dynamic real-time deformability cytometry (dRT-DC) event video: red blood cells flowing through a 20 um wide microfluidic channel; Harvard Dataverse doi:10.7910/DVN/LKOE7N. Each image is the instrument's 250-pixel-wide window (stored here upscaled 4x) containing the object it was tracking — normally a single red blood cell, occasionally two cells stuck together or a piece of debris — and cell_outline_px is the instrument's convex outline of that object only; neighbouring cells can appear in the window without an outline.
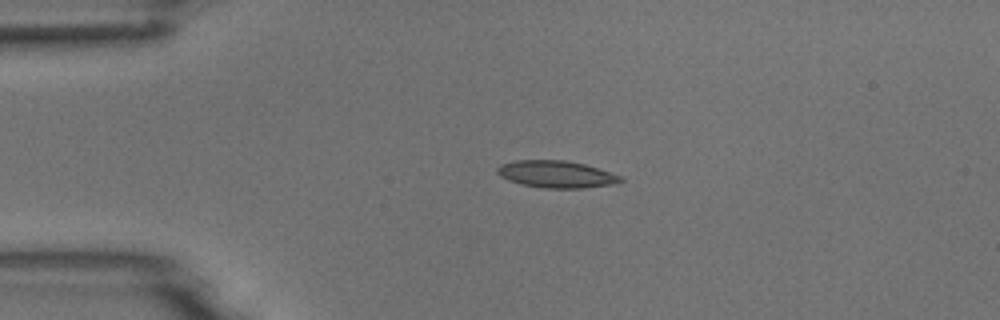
{"species": "common noctule bat (a hibernating species)", "species_latin": "Nyctalus noctula", "temperature_condition": "room temperature", "stored_images_in_passage": 42, "camera_frame_rate_fps": 3000, "um_per_image_px": 0.085, "animal": {"sex": "male", "body_mass_g": 18.8}, "frame": {"image": 1, "passage_image": 1, "time_ms": 0.0, "image_size_px": [1000, 320], "cell_outline_px": [[624, 180], [608, 184], [584, 188], [544, 188], [520, 184], [508, 180], [500, 176], [496, 172], [496, 168], [500, 164], [516, 160], [564, 160], [584, 164], [620, 176]], "centroid_in_image_um": [47.19, 14.8], "position_along_channel_um": 37.8, "area_um2": 19.19}}
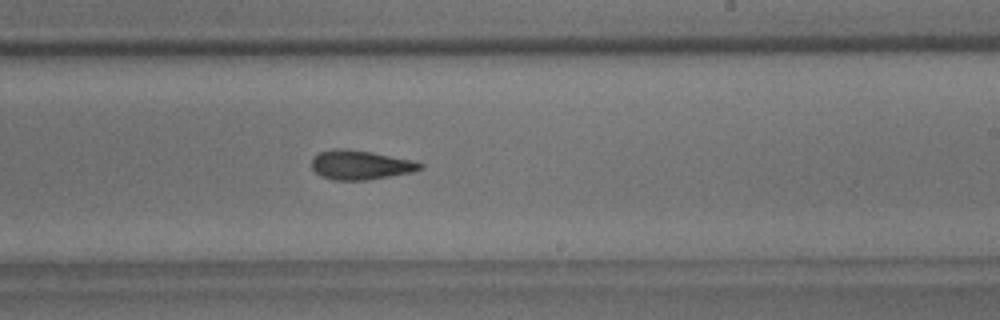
{"frame": {"image": 2, "passage_image": 21, "time_ms": 6.667, "image_size_px": [1000, 320], "cell_outline_px": [[424, 168], [412, 172], [368, 180], [332, 180], [320, 176], [312, 168], [312, 156], [320, 152], [332, 148], [340, 148], [372, 152], [412, 160], [424, 164]], "centroid_in_image_um": [30.62, 14.02], "position_along_channel_um": 258.4, "area_um2": 18.61}}
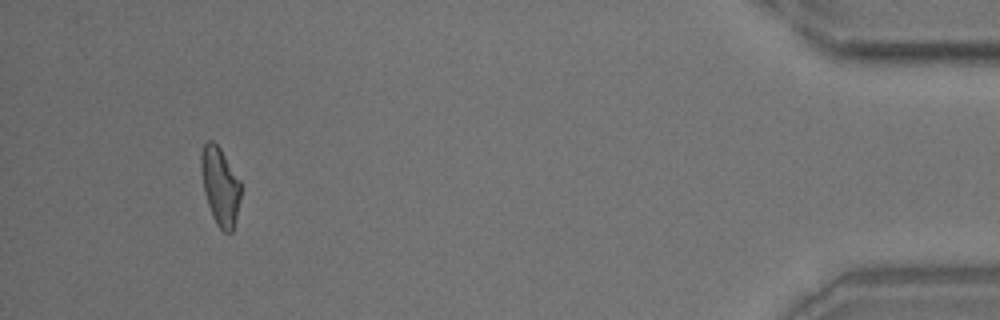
{"frame": {"image": 3, "passage_image": 39, "time_ms": 12.667, "image_size_px": [1000, 320], "cell_outline_px": [[240, 196], [236, 216], [232, 232], [224, 232], [216, 224], [212, 216], [204, 192], [200, 168], [200, 156], [204, 144], [208, 140], [212, 140], [220, 148], [240, 180]], "centroid_in_image_um": [18.69, 15.8], "position_along_channel_um": 416.5, "area_um2": 17.86}, "authors_computed_cell_mechanics": {"area_um2": 18.5538, "velocity_mm_per_s": 3.7743, "shape_relaxation_time_tau1_ms": 4.7043, "shape_relaxation_time_tau2_ms": 3.1171, "deformation_change_tau1": 0.1513, "deformation_change_tau2": 0.1092}}